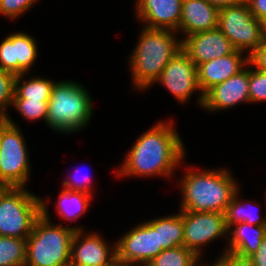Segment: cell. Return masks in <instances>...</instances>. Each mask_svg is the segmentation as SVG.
Returning <instances> with one entry per match:
<instances>
[{"label": "cell", "instance_id": "cell-5", "mask_svg": "<svg viewBox=\"0 0 266 266\" xmlns=\"http://www.w3.org/2000/svg\"><path fill=\"white\" fill-rule=\"evenodd\" d=\"M86 88L76 82H54L46 124L59 133H73L88 125L93 111V104Z\"/></svg>", "mask_w": 266, "mask_h": 266}, {"label": "cell", "instance_id": "cell-31", "mask_svg": "<svg viewBox=\"0 0 266 266\" xmlns=\"http://www.w3.org/2000/svg\"><path fill=\"white\" fill-rule=\"evenodd\" d=\"M250 66L266 72V36L259 47L249 56Z\"/></svg>", "mask_w": 266, "mask_h": 266}, {"label": "cell", "instance_id": "cell-24", "mask_svg": "<svg viewBox=\"0 0 266 266\" xmlns=\"http://www.w3.org/2000/svg\"><path fill=\"white\" fill-rule=\"evenodd\" d=\"M26 239L0 236V266H25Z\"/></svg>", "mask_w": 266, "mask_h": 266}, {"label": "cell", "instance_id": "cell-2", "mask_svg": "<svg viewBox=\"0 0 266 266\" xmlns=\"http://www.w3.org/2000/svg\"><path fill=\"white\" fill-rule=\"evenodd\" d=\"M195 171L189 170L180 180L183 193L180 210L224 214L239 189L231 173L223 168Z\"/></svg>", "mask_w": 266, "mask_h": 266}, {"label": "cell", "instance_id": "cell-8", "mask_svg": "<svg viewBox=\"0 0 266 266\" xmlns=\"http://www.w3.org/2000/svg\"><path fill=\"white\" fill-rule=\"evenodd\" d=\"M218 28L237 51L250 56L266 36V24L256 19L248 3L220 8Z\"/></svg>", "mask_w": 266, "mask_h": 266}, {"label": "cell", "instance_id": "cell-12", "mask_svg": "<svg viewBox=\"0 0 266 266\" xmlns=\"http://www.w3.org/2000/svg\"><path fill=\"white\" fill-rule=\"evenodd\" d=\"M82 231L76 230L72 237L70 266H114L117 260L116 244L113 248L109 247L104 237L96 233L84 235L83 238Z\"/></svg>", "mask_w": 266, "mask_h": 266}, {"label": "cell", "instance_id": "cell-11", "mask_svg": "<svg viewBox=\"0 0 266 266\" xmlns=\"http://www.w3.org/2000/svg\"><path fill=\"white\" fill-rule=\"evenodd\" d=\"M157 81L181 103L188 101L194 91L200 90L197 66L183 50L167 63Z\"/></svg>", "mask_w": 266, "mask_h": 266}, {"label": "cell", "instance_id": "cell-19", "mask_svg": "<svg viewBox=\"0 0 266 266\" xmlns=\"http://www.w3.org/2000/svg\"><path fill=\"white\" fill-rule=\"evenodd\" d=\"M233 230H228V246L226 251L243 258H249L255 254L266 236V226L251 225L247 222L232 225Z\"/></svg>", "mask_w": 266, "mask_h": 266}, {"label": "cell", "instance_id": "cell-13", "mask_svg": "<svg viewBox=\"0 0 266 266\" xmlns=\"http://www.w3.org/2000/svg\"><path fill=\"white\" fill-rule=\"evenodd\" d=\"M35 39L26 33H11L0 43V69L26 74L37 58Z\"/></svg>", "mask_w": 266, "mask_h": 266}, {"label": "cell", "instance_id": "cell-26", "mask_svg": "<svg viewBox=\"0 0 266 266\" xmlns=\"http://www.w3.org/2000/svg\"><path fill=\"white\" fill-rule=\"evenodd\" d=\"M49 99L13 98L12 105L20 112L24 119H44L48 114Z\"/></svg>", "mask_w": 266, "mask_h": 266}, {"label": "cell", "instance_id": "cell-22", "mask_svg": "<svg viewBox=\"0 0 266 266\" xmlns=\"http://www.w3.org/2000/svg\"><path fill=\"white\" fill-rule=\"evenodd\" d=\"M24 76L25 74L16 75L14 98L50 99L53 81L40 77L24 81Z\"/></svg>", "mask_w": 266, "mask_h": 266}, {"label": "cell", "instance_id": "cell-10", "mask_svg": "<svg viewBox=\"0 0 266 266\" xmlns=\"http://www.w3.org/2000/svg\"><path fill=\"white\" fill-rule=\"evenodd\" d=\"M162 251L158 231L148 221L129 230L116 243V259L126 263L148 264Z\"/></svg>", "mask_w": 266, "mask_h": 266}, {"label": "cell", "instance_id": "cell-30", "mask_svg": "<svg viewBox=\"0 0 266 266\" xmlns=\"http://www.w3.org/2000/svg\"><path fill=\"white\" fill-rule=\"evenodd\" d=\"M81 177H82L81 175H80V177L73 175L70 177V179L69 178L67 180L64 179V182L62 183L63 188L70 190V191H82V192L91 194L90 193L91 192V186H90L91 185V179H90V177L88 175H85L82 178Z\"/></svg>", "mask_w": 266, "mask_h": 266}, {"label": "cell", "instance_id": "cell-23", "mask_svg": "<svg viewBox=\"0 0 266 266\" xmlns=\"http://www.w3.org/2000/svg\"><path fill=\"white\" fill-rule=\"evenodd\" d=\"M239 190L240 189L236 191L231 202L228 204L224 212V217L228 230L231 229L232 225H236L243 222H247L251 225L266 226V217L262 219L258 213H255V210L249 211V209L252 210L253 208L251 209V207L248 206L249 209L247 210L246 205H243L240 202L242 200L238 198Z\"/></svg>", "mask_w": 266, "mask_h": 266}, {"label": "cell", "instance_id": "cell-17", "mask_svg": "<svg viewBox=\"0 0 266 266\" xmlns=\"http://www.w3.org/2000/svg\"><path fill=\"white\" fill-rule=\"evenodd\" d=\"M136 1V17L146 22L144 27L178 31L183 0Z\"/></svg>", "mask_w": 266, "mask_h": 266}, {"label": "cell", "instance_id": "cell-27", "mask_svg": "<svg viewBox=\"0 0 266 266\" xmlns=\"http://www.w3.org/2000/svg\"><path fill=\"white\" fill-rule=\"evenodd\" d=\"M15 80L14 73L0 69V117L6 118V110L12 104L15 96Z\"/></svg>", "mask_w": 266, "mask_h": 266}, {"label": "cell", "instance_id": "cell-38", "mask_svg": "<svg viewBox=\"0 0 266 266\" xmlns=\"http://www.w3.org/2000/svg\"><path fill=\"white\" fill-rule=\"evenodd\" d=\"M6 188V186L0 182V194L2 193V191Z\"/></svg>", "mask_w": 266, "mask_h": 266}, {"label": "cell", "instance_id": "cell-35", "mask_svg": "<svg viewBox=\"0 0 266 266\" xmlns=\"http://www.w3.org/2000/svg\"><path fill=\"white\" fill-rule=\"evenodd\" d=\"M205 1H207L209 4L219 9L223 7L248 3V0H205Z\"/></svg>", "mask_w": 266, "mask_h": 266}, {"label": "cell", "instance_id": "cell-28", "mask_svg": "<svg viewBox=\"0 0 266 266\" xmlns=\"http://www.w3.org/2000/svg\"><path fill=\"white\" fill-rule=\"evenodd\" d=\"M249 68V98L250 102L266 101V72Z\"/></svg>", "mask_w": 266, "mask_h": 266}, {"label": "cell", "instance_id": "cell-16", "mask_svg": "<svg viewBox=\"0 0 266 266\" xmlns=\"http://www.w3.org/2000/svg\"><path fill=\"white\" fill-rule=\"evenodd\" d=\"M249 102V68L215 85L204 94V109L216 112L230 109L238 103Z\"/></svg>", "mask_w": 266, "mask_h": 266}, {"label": "cell", "instance_id": "cell-3", "mask_svg": "<svg viewBox=\"0 0 266 266\" xmlns=\"http://www.w3.org/2000/svg\"><path fill=\"white\" fill-rule=\"evenodd\" d=\"M175 33L164 29H142L129 60L133 84L139 90L155 83L167 63L182 50V40L178 41Z\"/></svg>", "mask_w": 266, "mask_h": 266}, {"label": "cell", "instance_id": "cell-1", "mask_svg": "<svg viewBox=\"0 0 266 266\" xmlns=\"http://www.w3.org/2000/svg\"><path fill=\"white\" fill-rule=\"evenodd\" d=\"M184 154V144L172 124L159 122L136 140L117 175L170 178Z\"/></svg>", "mask_w": 266, "mask_h": 266}, {"label": "cell", "instance_id": "cell-34", "mask_svg": "<svg viewBox=\"0 0 266 266\" xmlns=\"http://www.w3.org/2000/svg\"><path fill=\"white\" fill-rule=\"evenodd\" d=\"M249 258L256 266H266V236L263 238L257 252Z\"/></svg>", "mask_w": 266, "mask_h": 266}, {"label": "cell", "instance_id": "cell-6", "mask_svg": "<svg viewBox=\"0 0 266 266\" xmlns=\"http://www.w3.org/2000/svg\"><path fill=\"white\" fill-rule=\"evenodd\" d=\"M41 215V198L24 187H6L0 194V236L27 239Z\"/></svg>", "mask_w": 266, "mask_h": 266}, {"label": "cell", "instance_id": "cell-32", "mask_svg": "<svg viewBox=\"0 0 266 266\" xmlns=\"http://www.w3.org/2000/svg\"><path fill=\"white\" fill-rule=\"evenodd\" d=\"M252 15L266 24V0H248Z\"/></svg>", "mask_w": 266, "mask_h": 266}, {"label": "cell", "instance_id": "cell-29", "mask_svg": "<svg viewBox=\"0 0 266 266\" xmlns=\"http://www.w3.org/2000/svg\"><path fill=\"white\" fill-rule=\"evenodd\" d=\"M38 0H0V14L9 19L19 17Z\"/></svg>", "mask_w": 266, "mask_h": 266}, {"label": "cell", "instance_id": "cell-9", "mask_svg": "<svg viewBox=\"0 0 266 266\" xmlns=\"http://www.w3.org/2000/svg\"><path fill=\"white\" fill-rule=\"evenodd\" d=\"M183 216V246L198 257L204 244L228 233L224 214L219 212L180 211Z\"/></svg>", "mask_w": 266, "mask_h": 266}, {"label": "cell", "instance_id": "cell-25", "mask_svg": "<svg viewBox=\"0 0 266 266\" xmlns=\"http://www.w3.org/2000/svg\"><path fill=\"white\" fill-rule=\"evenodd\" d=\"M199 257L185 246L163 250L149 266H196Z\"/></svg>", "mask_w": 266, "mask_h": 266}, {"label": "cell", "instance_id": "cell-20", "mask_svg": "<svg viewBox=\"0 0 266 266\" xmlns=\"http://www.w3.org/2000/svg\"><path fill=\"white\" fill-rule=\"evenodd\" d=\"M158 231L159 245L163 250L183 246V216H165L148 221Z\"/></svg>", "mask_w": 266, "mask_h": 266}, {"label": "cell", "instance_id": "cell-7", "mask_svg": "<svg viewBox=\"0 0 266 266\" xmlns=\"http://www.w3.org/2000/svg\"><path fill=\"white\" fill-rule=\"evenodd\" d=\"M9 115L0 117V182L6 187H24L30 176L26 142Z\"/></svg>", "mask_w": 266, "mask_h": 266}, {"label": "cell", "instance_id": "cell-21", "mask_svg": "<svg viewBox=\"0 0 266 266\" xmlns=\"http://www.w3.org/2000/svg\"><path fill=\"white\" fill-rule=\"evenodd\" d=\"M91 199L92 194L63 188L56 203V212L61 218L75 221L86 213Z\"/></svg>", "mask_w": 266, "mask_h": 266}, {"label": "cell", "instance_id": "cell-36", "mask_svg": "<svg viewBox=\"0 0 266 266\" xmlns=\"http://www.w3.org/2000/svg\"><path fill=\"white\" fill-rule=\"evenodd\" d=\"M114 266H149L148 264L126 263L116 260Z\"/></svg>", "mask_w": 266, "mask_h": 266}, {"label": "cell", "instance_id": "cell-4", "mask_svg": "<svg viewBox=\"0 0 266 266\" xmlns=\"http://www.w3.org/2000/svg\"><path fill=\"white\" fill-rule=\"evenodd\" d=\"M42 215L26 239L25 266H70L71 241L79 227L51 223L47 203L41 199Z\"/></svg>", "mask_w": 266, "mask_h": 266}, {"label": "cell", "instance_id": "cell-15", "mask_svg": "<svg viewBox=\"0 0 266 266\" xmlns=\"http://www.w3.org/2000/svg\"><path fill=\"white\" fill-rule=\"evenodd\" d=\"M182 50L198 66L217 57L233 53L236 49L219 28L186 36Z\"/></svg>", "mask_w": 266, "mask_h": 266}, {"label": "cell", "instance_id": "cell-33", "mask_svg": "<svg viewBox=\"0 0 266 266\" xmlns=\"http://www.w3.org/2000/svg\"><path fill=\"white\" fill-rule=\"evenodd\" d=\"M220 258L227 266H256L250 258H243L230 252L223 253Z\"/></svg>", "mask_w": 266, "mask_h": 266}, {"label": "cell", "instance_id": "cell-14", "mask_svg": "<svg viewBox=\"0 0 266 266\" xmlns=\"http://www.w3.org/2000/svg\"><path fill=\"white\" fill-rule=\"evenodd\" d=\"M243 52L235 50L233 53L212 59L197 66L198 84L201 90L198 104L202 107L204 94L217 84H220L240 73L250 66L249 56L242 57ZM248 64V65H247Z\"/></svg>", "mask_w": 266, "mask_h": 266}, {"label": "cell", "instance_id": "cell-18", "mask_svg": "<svg viewBox=\"0 0 266 266\" xmlns=\"http://www.w3.org/2000/svg\"><path fill=\"white\" fill-rule=\"evenodd\" d=\"M219 11L205 0H183L179 30L189 36L216 29Z\"/></svg>", "mask_w": 266, "mask_h": 266}, {"label": "cell", "instance_id": "cell-37", "mask_svg": "<svg viewBox=\"0 0 266 266\" xmlns=\"http://www.w3.org/2000/svg\"><path fill=\"white\" fill-rule=\"evenodd\" d=\"M198 263L199 262H197L196 266H199ZM202 266H206V264L205 265L202 264ZM212 266H227V264L219 257Z\"/></svg>", "mask_w": 266, "mask_h": 266}]
</instances>
